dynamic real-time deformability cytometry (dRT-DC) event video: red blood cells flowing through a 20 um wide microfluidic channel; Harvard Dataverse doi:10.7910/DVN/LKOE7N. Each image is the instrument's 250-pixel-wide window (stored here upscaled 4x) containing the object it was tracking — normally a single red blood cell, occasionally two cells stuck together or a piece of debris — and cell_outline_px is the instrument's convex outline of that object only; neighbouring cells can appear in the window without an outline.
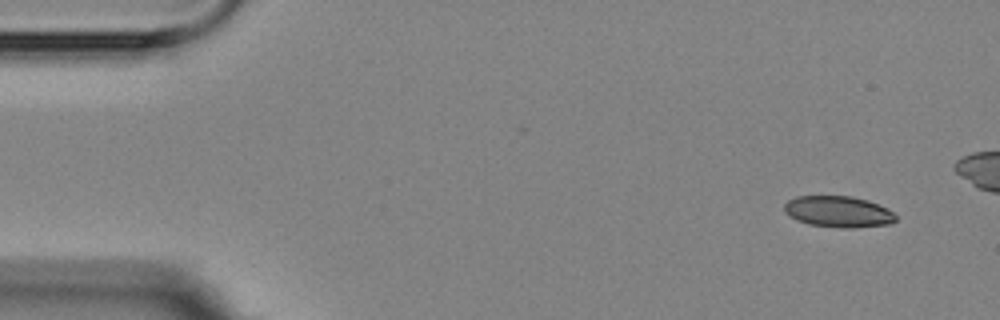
{"species": "Egyptian fruit bat (a non-hibernating species)", "species_latin": "Rousettus aegyptiacus", "temperature_condition": "room temperature", "stored_images_in_passage": 5, "segment_of_instrument_passage": [2, 2], "camera_frame_rate_fps": 3000, "um_per_image_px": 0.085, "animal": {"sex": "female"}, "frame": {"image": 1, "passage_image": 5, "time_ms": 6.0, "image_size_px": [1000, 320], "cell_outline_px": [[896, 220], [892, 224], [852, 228], [844, 228], [808, 224], [796, 220], [784, 212], [784, 204], [788, 200], [796, 196], [852, 196], [868, 200], [888, 208], [896, 216]], "centroid_in_image_um": [71.26, 17.99], "position_along_channel_um": 13.7, "area_um2": 20.46}}